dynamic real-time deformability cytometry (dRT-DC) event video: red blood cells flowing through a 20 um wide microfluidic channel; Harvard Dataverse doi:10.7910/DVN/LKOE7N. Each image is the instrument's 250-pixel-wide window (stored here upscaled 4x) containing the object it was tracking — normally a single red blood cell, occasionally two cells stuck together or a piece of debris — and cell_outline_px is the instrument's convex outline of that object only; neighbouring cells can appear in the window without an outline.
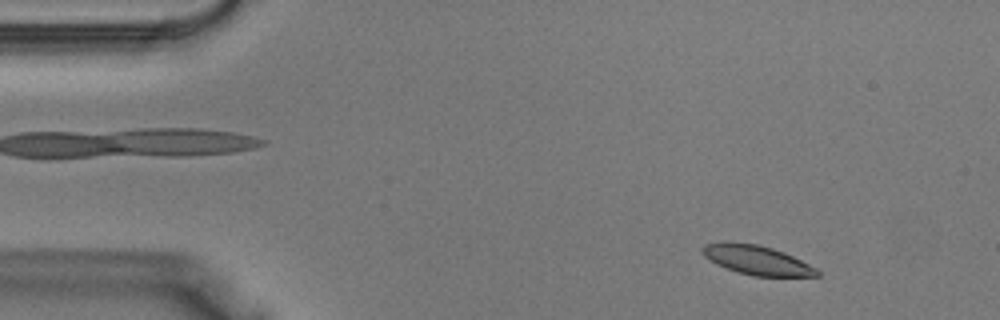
{"species": "Egyptian fruit bat (a non-hibernating species)", "species_latin": "Rousettus aegyptiacus", "temperature_condition": "warm", "stored_images_in_passage": 37, "camera_frame_rate_fps": 3000, "um_per_image_px": 0.085, "animal": {"sex": "male"}, "frame": {"image": 1, "passage_image": 3, "time_ms": 0.667, "image_size_px": [1000, 320], "cell_outline_px": [[820, 276], [752, 276], [736, 272], [716, 264], [708, 260], [704, 256], [700, 248], [704, 244], [720, 240], [728, 240], [756, 244], [772, 248], [784, 252], [816, 268], [820, 272]], "centroid_in_image_um": [64.24, 22.08], "position_along_channel_um": 20.8, "area_um2": 19.94}}
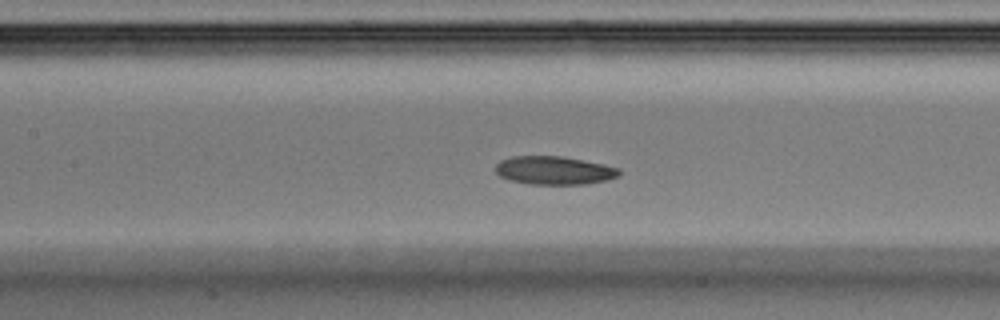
{"frame": {"image": 2, "passage_image": 16, "time_ms": 5.0, "image_size_px": [1000, 320], "cell_outline_px": [[620, 176], [604, 180], [584, 184], [532, 184], [512, 180], [500, 176], [496, 172], [496, 164], [500, 160], [512, 156], [564, 156], [604, 164], [620, 168]], "centroid_in_image_um": [47.12, 14.47], "position_along_channel_um": 160.3, "area_um2": 20.35}}
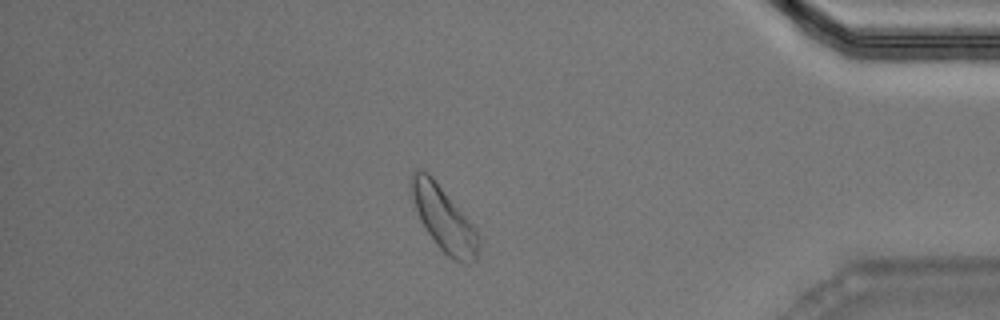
{"frame": {"image": 3, "passage_image": 32, "time_ms": 10.333, "image_size_px": [1000, 320], "cell_outline_px": [[480, 240], [476, 260], [472, 264], [464, 264], [448, 256], [440, 248], [428, 232], [420, 220], [412, 196], [412, 172], [420, 168], [428, 172], [432, 176], [476, 228]], "centroid_in_image_um": [37.76, 18.62], "position_along_channel_um": 397.4, "area_um2": 24.91}}